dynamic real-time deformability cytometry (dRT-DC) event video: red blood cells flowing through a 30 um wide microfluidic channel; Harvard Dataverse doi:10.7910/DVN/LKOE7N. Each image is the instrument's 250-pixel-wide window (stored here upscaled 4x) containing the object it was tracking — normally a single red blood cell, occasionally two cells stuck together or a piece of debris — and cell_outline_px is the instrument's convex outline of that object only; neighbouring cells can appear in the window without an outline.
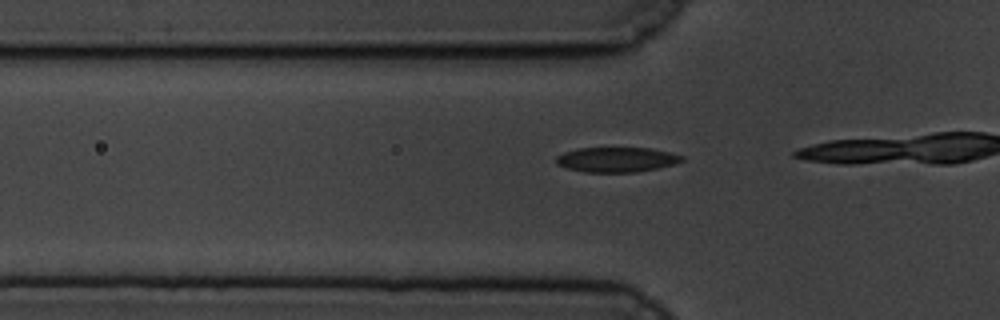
{"species": "common noctule bat (a hibernating species)", "species_latin": "Nyctalus noctula", "temperature_condition": "cold", "stored_images_in_passage": 8, "camera_frame_rate_fps": 3000, "um_per_image_px": 0.085, "animal": {"sex": "male", "body_mass_g": 19.5, "forearm_length_mm": 54.6}, "frame": {"image": 1, "passage_image": 5, "time_ms": 1.333, "image_size_px": [1000, 320], "cell_outline_px": [[684, 160], [676, 164], [636, 172], [584, 172], [568, 168], [556, 164], [556, 156], [564, 152], [576, 148], [652, 148], [672, 152], [684, 156]], "centroid_in_image_um": [52.44, 13.56], "position_along_channel_um": 73.4, "area_um2": 18.38}}